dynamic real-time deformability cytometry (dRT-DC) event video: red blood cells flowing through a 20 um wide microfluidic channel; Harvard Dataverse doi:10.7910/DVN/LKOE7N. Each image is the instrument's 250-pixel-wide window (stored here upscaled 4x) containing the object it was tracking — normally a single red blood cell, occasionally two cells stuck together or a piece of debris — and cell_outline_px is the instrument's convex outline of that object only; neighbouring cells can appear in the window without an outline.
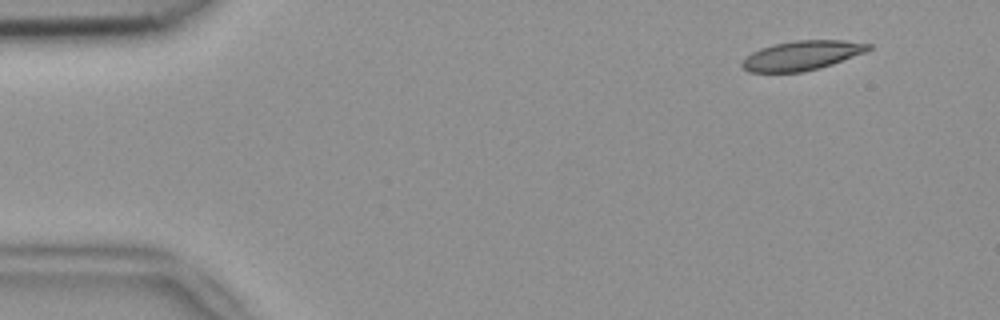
{"species": "common noctule bat (a hibernating species)", "species_latin": "Nyctalus noctula", "temperature_condition": "room temperature", "stored_images_in_passage": 15, "camera_frame_rate_fps": 3000, "um_per_image_px": 0.085, "animal": {"sex": "female", "body_mass_g": 18.4}, "frame": {"image": 1, "passage_image": 5, "time_ms": 1.333, "image_size_px": [1000, 320], "cell_outline_px": [[872, 48], [864, 52], [832, 64], [820, 68], [804, 72], [748, 72], [740, 64], [744, 56], [760, 48], [776, 44], [796, 40], [844, 40], [872, 44]], "centroid_in_image_um": [68.13, 4.72], "position_along_channel_um": 16.9, "area_um2": 21.68}}